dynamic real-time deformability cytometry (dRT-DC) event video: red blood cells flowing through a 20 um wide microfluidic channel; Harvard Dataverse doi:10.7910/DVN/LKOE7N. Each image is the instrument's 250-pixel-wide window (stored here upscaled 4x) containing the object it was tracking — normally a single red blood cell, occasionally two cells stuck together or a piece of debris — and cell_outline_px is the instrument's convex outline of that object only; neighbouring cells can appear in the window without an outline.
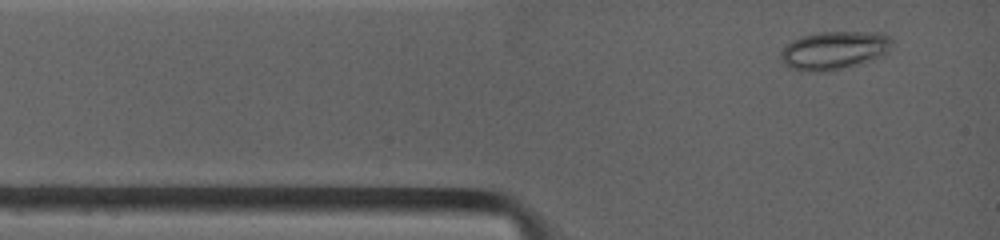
{"species": "common noctule bat (a hibernating species)", "species_latin": "Nyctalus noctula", "temperature_condition": "warm", "stored_images_in_passage": 3, "camera_frame_rate_fps": 4500, "um_per_image_px": 0.085, "animal": {"sex": "female", "body_mass_g": 19.0, "forearm_length_mm": 53.3}, "frame": {"image": 1, "passage_image": 1, "time_ms": 0.0, "image_size_px": [1000, 240], "cell_outline_px": [[892, 40], [884, 52], [876, 56], [840, 68], [824, 72], [816, 72], [792, 68], [784, 64], [780, 56], [780, 52], [788, 44], [804, 36], [824, 32], [856, 32], [888, 36]], "centroid_in_image_um": [70.78, 4.28], "position_along_channel_um": 14.2, "area_um2": 23.18}}
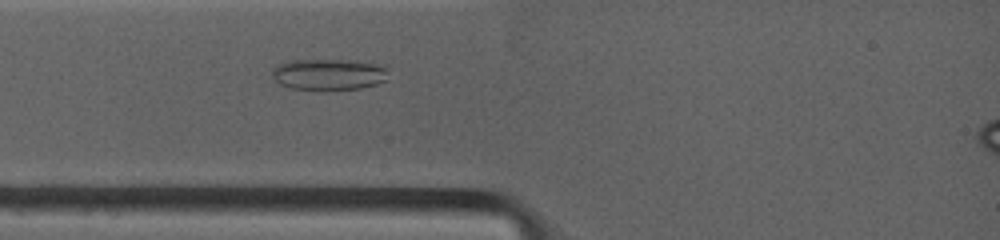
{"frame": {"image": 2, "passage_image": 3, "time_ms": 1.778, "image_size_px": [1000, 240], "cell_outline_px": [[384, 80], [376, 84], [360, 88], [292, 88], [280, 84], [272, 76], [272, 68], [280, 64], [292, 60], [340, 60], [372, 64], [384, 68]], "centroid_in_image_um": [27.83, 6.31], "position_along_channel_um": 57.2, "area_um2": 19.94}}